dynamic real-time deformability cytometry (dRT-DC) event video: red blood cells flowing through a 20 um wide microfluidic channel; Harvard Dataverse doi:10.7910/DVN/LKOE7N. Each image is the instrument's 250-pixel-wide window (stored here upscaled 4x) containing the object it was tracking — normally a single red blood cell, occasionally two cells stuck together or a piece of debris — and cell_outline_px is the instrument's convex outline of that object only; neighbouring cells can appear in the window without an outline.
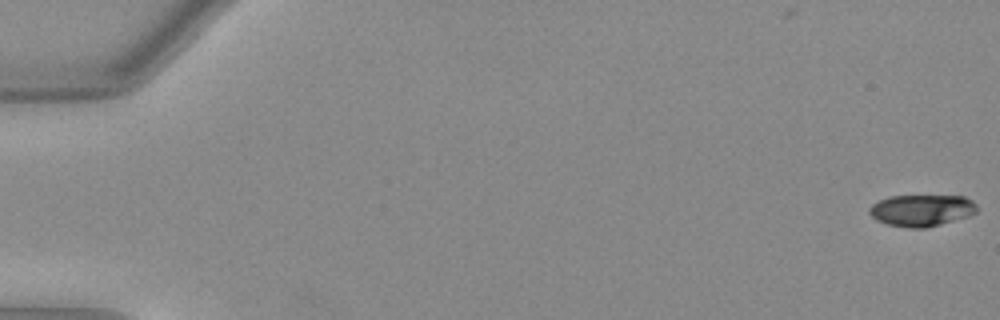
{"species": "Egyptian fruit bat (a non-hibernating species)", "species_latin": "Rousettus aegyptiacus", "temperature_condition": "warm", "stored_images_in_passage": 52, "camera_frame_rate_fps": 3000, "um_per_image_px": 0.085, "animal": {"sex": "female"}, "frame": {"image": 1, "passage_image": 1, "time_ms": 0.0, "image_size_px": [1000, 320], "cell_outline_px": [[976, 212], [968, 216], [940, 224], [924, 228], [908, 228], [888, 224], [876, 220], [868, 212], [868, 208], [872, 204], [888, 196], [964, 196], [972, 200], [976, 204]], "centroid_in_image_um": [78.31, 17.87], "position_along_channel_um": 6.7, "area_um2": 19.77}}
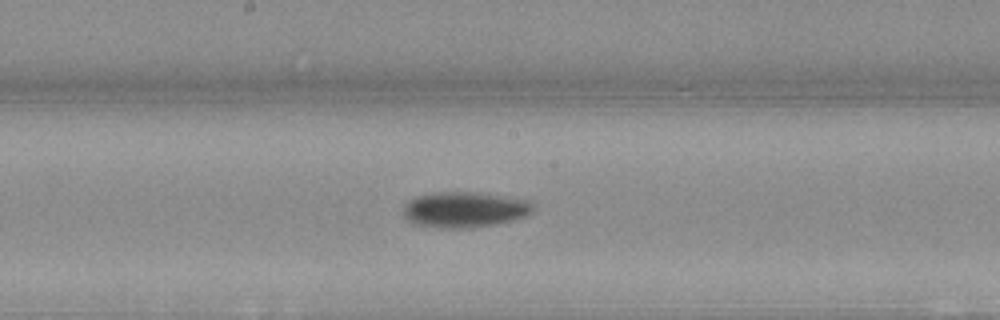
{"frame": {"image": 2, "passage_image": 29, "time_ms": 9.333, "image_size_px": [1000, 320], "cell_outline_px": [[532, 212], [524, 216], [512, 220], [496, 224], [468, 228], [444, 228], [420, 224], [408, 220], [404, 212], [404, 204], [416, 196], [432, 192], [488, 192], [532, 200]], "centroid_in_image_um": [39.55, 17.78], "position_along_channel_um": 208.6, "area_um2": 27.11}}
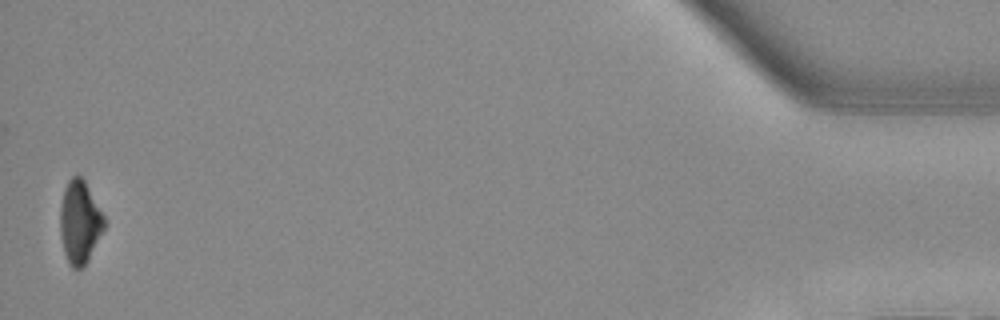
{"frame": {"image": 3, "passage_image": 52, "time_ms": 17.0, "image_size_px": [1000, 320], "cell_outline_px": [[104, 228], [88, 260], [80, 268], [72, 268], [68, 264], [64, 252], [60, 236], [60, 204], [64, 188], [68, 180], [72, 176], [80, 176], [84, 180], [104, 216]], "centroid_in_image_um": [6.75, 18.88], "position_along_channel_um": 428.5, "area_um2": 21.1}, "authors_computed_cell_mechanics": {"area_um2": 22.8021, "velocity_mm_per_s": 4.014, "shape_relaxation_time_tau1_ms": 3.2231, "shape_relaxation_time_tau2_ms": null, "deformation_change_tau1": 0.1468, "deformation_change_tau2": null}}